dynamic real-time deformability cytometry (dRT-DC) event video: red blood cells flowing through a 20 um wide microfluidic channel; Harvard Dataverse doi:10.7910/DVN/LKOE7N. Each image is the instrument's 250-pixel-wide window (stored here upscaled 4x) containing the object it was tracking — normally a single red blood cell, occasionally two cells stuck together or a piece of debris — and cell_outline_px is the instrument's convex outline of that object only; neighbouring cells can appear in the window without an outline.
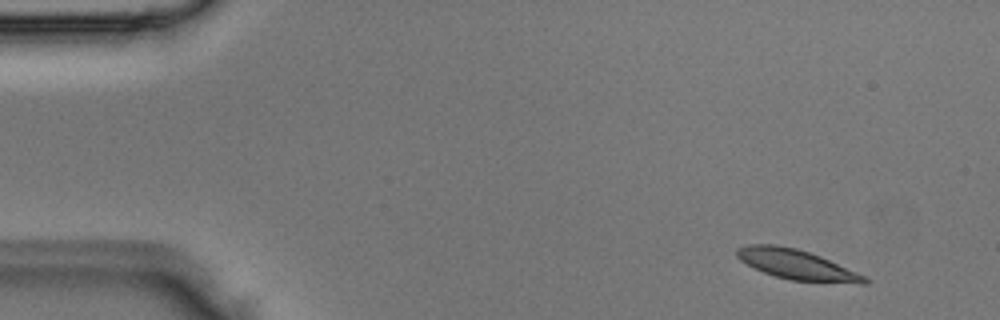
{"species": "Egyptian fruit bat (a non-hibernating species)", "species_latin": "Rousettus aegyptiacus", "temperature_condition": "room temperature", "stored_images_in_passage": 3, "camera_frame_rate_fps": 3000, "um_per_image_px": 0.085, "animal": {"sex": "male"}, "frame": {"image": 1, "passage_image": 1, "time_ms": 0.0, "image_size_px": [1000, 320], "cell_outline_px": [[872, 280], [868, 284], [860, 284], [788, 280], [764, 272], [740, 260], [736, 256], [736, 248], [748, 244], [776, 244], [796, 248], [820, 256], [868, 276]], "centroid_in_image_um": [67.79, 22.5], "position_along_channel_um": 17.2, "area_um2": 22.48}}